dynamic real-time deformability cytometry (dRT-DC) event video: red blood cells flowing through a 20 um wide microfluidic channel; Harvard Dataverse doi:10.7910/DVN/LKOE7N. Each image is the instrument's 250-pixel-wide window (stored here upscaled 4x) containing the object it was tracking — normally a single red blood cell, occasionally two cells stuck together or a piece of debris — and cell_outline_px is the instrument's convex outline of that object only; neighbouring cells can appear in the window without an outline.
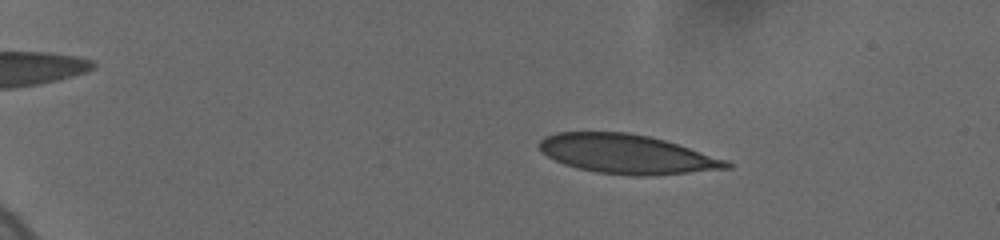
{"species": "human", "species_latin": "Homo sapiens", "temperature_condition": "cold", "stored_images_in_passage": 31, "camera_frame_rate_fps": 3000, "um_per_image_px": 0.085, "donor": {"sex": "female"}, "frame": {"image": 1, "passage_image": 17, "time_ms": 3.667, "image_size_px": [1000, 240], "cell_outline_px": [[732, 168], [648, 176], [632, 176], [596, 172], [576, 168], [564, 164], [540, 152], [536, 144], [544, 136], [556, 132], [628, 132], [648, 136], [664, 140], [728, 160], [732, 164]], "centroid_in_image_um": [53.24, 13.1], "position_along_channel_um": 31.8, "area_um2": 42.89}}